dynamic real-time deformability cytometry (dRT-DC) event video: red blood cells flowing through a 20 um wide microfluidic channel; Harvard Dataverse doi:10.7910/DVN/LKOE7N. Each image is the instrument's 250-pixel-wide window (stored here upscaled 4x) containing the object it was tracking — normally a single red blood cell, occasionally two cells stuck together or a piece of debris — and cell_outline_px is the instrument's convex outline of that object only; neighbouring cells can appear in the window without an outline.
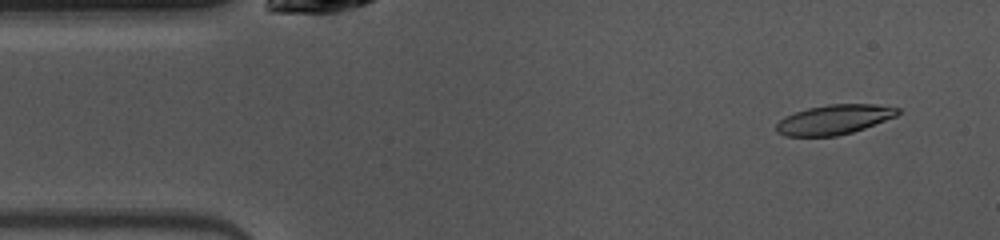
{"species": "common noctule bat (a hibernating species)", "species_latin": "Nyctalus noctula", "temperature_condition": "warm", "stored_images_in_passage": 47, "camera_frame_rate_fps": 3000, "um_per_image_px": 0.085, "animal": {"sex": "female", "body_mass_g": 10.0, "forearm_length_mm": 53.1}, "frame": {"image": 1, "passage_image": 3, "time_ms": 0.667, "image_size_px": [1000, 240], "cell_outline_px": [[900, 112], [896, 116], [864, 128], [852, 132], [836, 136], [788, 136], [776, 132], [776, 124], [784, 116], [808, 108], [828, 104], [876, 104], [900, 108]], "centroid_in_image_um": [70.9, 10.16], "position_along_channel_um": 14.1, "area_um2": 20.92}}
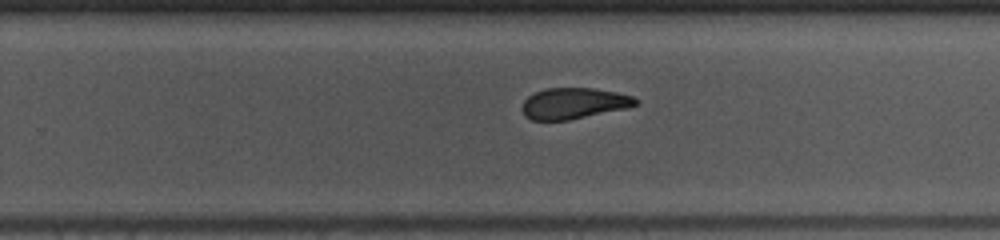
{"frame": {"image": 2, "passage_image": 28, "time_ms": 9.0, "image_size_px": [1000, 240], "cell_outline_px": [[640, 100], [636, 104], [624, 108], [568, 120], [532, 120], [524, 116], [520, 108], [524, 100], [528, 96], [544, 88], [592, 88], [616, 92], [632, 96]], "centroid_in_image_um": [48.71, 8.78], "position_along_channel_um": 281.1, "area_um2": 20.4}}
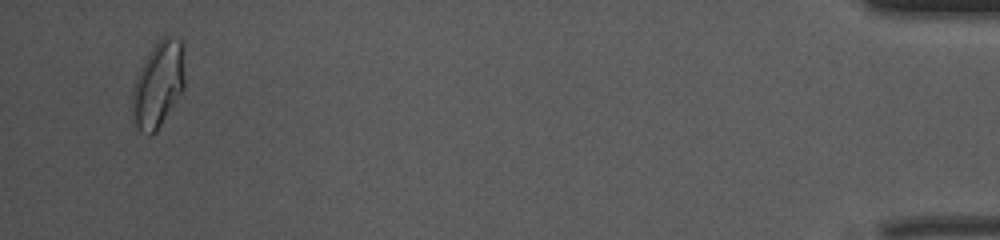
{"frame": {"image": 3, "passage_image": 45, "time_ms": 14.667, "image_size_px": [1000, 240], "cell_outline_px": [[184, 88], [156, 132], [152, 136], [148, 136], [140, 132], [136, 124], [132, 108], [132, 88], [136, 76], [140, 68], [152, 48], [164, 36], [172, 36], [180, 40], [184, 48]], "centroid_in_image_um": [13.45, 7.19], "position_along_channel_um": 421.7, "area_um2": 26.18}, "authors_computed_cell_mechanics": {"area_um2": 21.675, "velocity_mm_per_s": 4.0642, "shape_relaxation_time_tau1_ms": null, "shape_relaxation_time_tau2_ms": 2.6692, "deformation_change_tau1": null, "deformation_change_tau2": 0.0942}}